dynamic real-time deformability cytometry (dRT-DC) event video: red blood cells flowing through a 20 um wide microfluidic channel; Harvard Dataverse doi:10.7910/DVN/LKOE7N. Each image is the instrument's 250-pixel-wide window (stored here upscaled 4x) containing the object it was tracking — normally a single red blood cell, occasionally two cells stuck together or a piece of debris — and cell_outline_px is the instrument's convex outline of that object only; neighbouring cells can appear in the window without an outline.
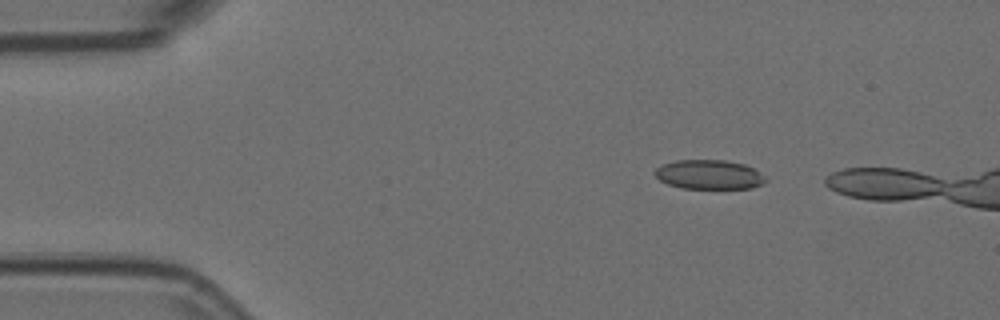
{"species": "Egyptian fruit bat (a non-hibernating species)", "species_latin": "Rousettus aegyptiacus", "temperature_condition": "room temperature", "stored_images_in_passage": 5, "camera_frame_rate_fps": 3000, "um_per_image_px": 0.085, "animal": {"sex": "female"}, "frame": {"image": 1, "passage_image": 3, "time_ms": 0.667, "image_size_px": [1000, 320], "cell_outline_px": [[768, 180], [752, 188], [680, 188], [668, 184], [660, 180], [656, 176], [656, 168], [664, 164], [676, 160], [724, 160], [744, 164], [752, 168], [764, 176]], "centroid_in_image_um": [60.27, 14.84], "position_along_channel_um": 24.7, "area_um2": 18.67}}